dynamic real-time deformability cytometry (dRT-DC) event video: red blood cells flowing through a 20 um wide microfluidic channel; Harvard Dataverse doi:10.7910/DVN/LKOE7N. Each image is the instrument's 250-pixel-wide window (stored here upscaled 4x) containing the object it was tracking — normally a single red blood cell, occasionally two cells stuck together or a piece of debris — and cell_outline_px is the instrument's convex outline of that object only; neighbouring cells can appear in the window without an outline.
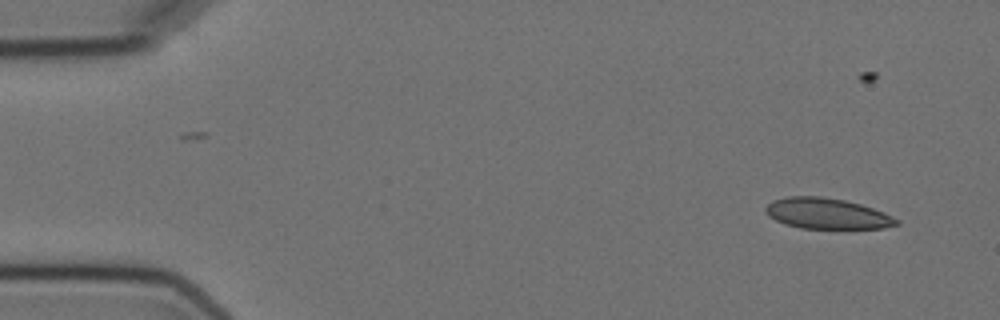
{"species": "Egyptian fruit bat (a non-hibernating species)", "species_latin": "Rousettus aegyptiacus", "temperature_condition": "cold", "stored_images_in_passage": 5, "camera_frame_rate_fps": 3000, "um_per_image_px": 0.085, "animal": {"sex": "female"}, "frame": {"image": 1, "passage_image": 1, "time_ms": 0.0, "image_size_px": [1000, 320], "cell_outline_px": [[900, 224], [884, 228], [800, 228], [784, 224], [768, 216], [764, 208], [772, 200], [788, 196], [820, 196], [844, 200], [860, 204], [884, 212], [900, 220]], "centroid_in_image_um": [70.28, 18.15], "position_along_channel_um": 14.7, "area_um2": 23.47}}
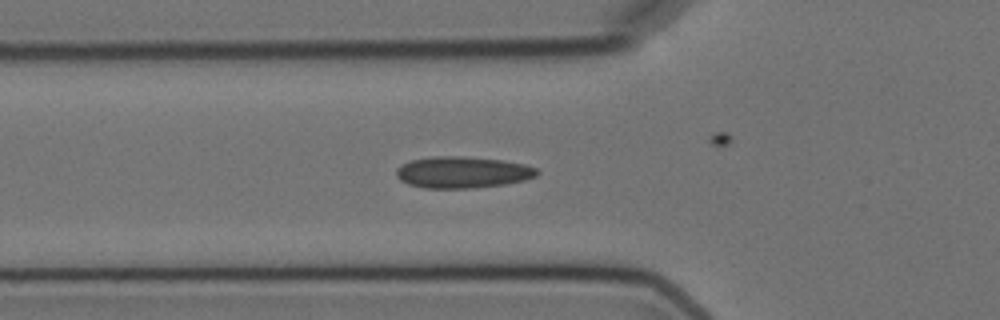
{"frame": {"image": 2, "passage_image": 4, "time_ms": 5.0, "image_size_px": [1000, 320], "cell_outline_px": [[540, 172], [536, 176], [524, 180], [504, 184], [468, 188], [424, 188], [408, 184], [400, 180], [396, 176], [396, 168], [400, 164], [412, 160], [432, 156], [464, 156], [500, 160], [524, 164], [536, 168]], "centroid_in_image_um": [39.28, 14.64], "position_along_channel_um": 86.5, "area_um2": 25.84}}